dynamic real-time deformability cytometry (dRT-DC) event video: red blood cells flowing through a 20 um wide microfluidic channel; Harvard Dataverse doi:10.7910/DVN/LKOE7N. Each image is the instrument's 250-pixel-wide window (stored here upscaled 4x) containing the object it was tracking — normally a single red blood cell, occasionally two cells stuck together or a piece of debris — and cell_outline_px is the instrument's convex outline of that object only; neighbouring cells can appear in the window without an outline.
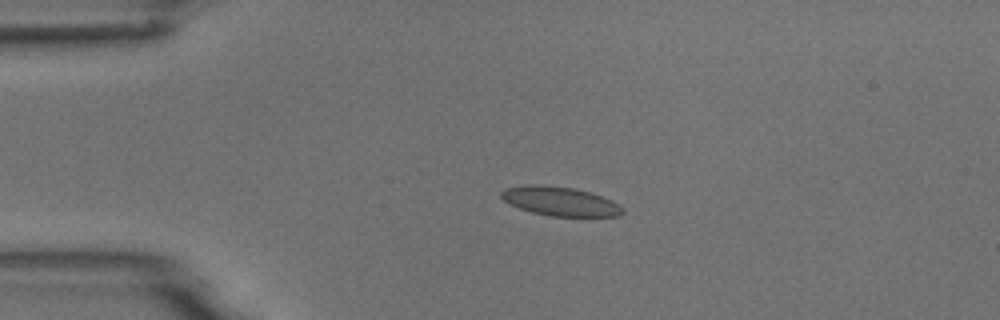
{"species": "common noctule bat (a hibernating species)", "species_latin": "Nyctalus noctula", "temperature_condition": "room temperature", "stored_images_in_passage": 4, "camera_frame_rate_fps": 3000, "um_per_image_px": 0.085, "animal": {"sex": "male", "body_mass_g": 18.8}, "frame": {"image": 1, "passage_image": 3, "time_ms": 0.667, "image_size_px": [1000, 320], "cell_outline_px": [[624, 212], [620, 216], [552, 216], [532, 212], [508, 204], [500, 196], [500, 192], [504, 188], [524, 184], [544, 184], [576, 188], [612, 200], [620, 204], [624, 208]], "centroid_in_image_um": [47.59, 17.09], "position_along_channel_um": 37.4, "area_um2": 20.81}}